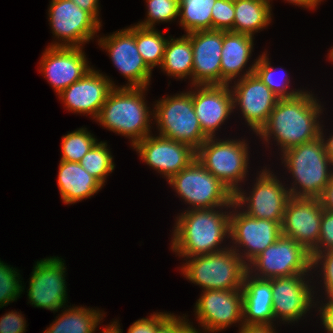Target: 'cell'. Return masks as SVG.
Instances as JSON below:
<instances>
[{"label": "cell", "mask_w": 333, "mask_h": 333, "mask_svg": "<svg viewBox=\"0 0 333 333\" xmlns=\"http://www.w3.org/2000/svg\"><path fill=\"white\" fill-rule=\"evenodd\" d=\"M133 148L148 166L168 181L196 158V150L190 145L150 134Z\"/></svg>", "instance_id": "cell-17"}, {"label": "cell", "mask_w": 333, "mask_h": 333, "mask_svg": "<svg viewBox=\"0 0 333 333\" xmlns=\"http://www.w3.org/2000/svg\"><path fill=\"white\" fill-rule=\"evenodd\" d=\"M48 9L49 26L55 40H58L50 47H83L94 39L102 26L71 0H51Z\"/></svg>", "instance_id": "cell-12"}, {"label": "cell", "mask_w": 333, "mask_h": 333, "mask_svg": "<svg viewBox=\"0 0 333 333\" xmlns=\"http://www.w3.org/2000/svg\"><path fill=\"white\" fill-rule=\"evenodd\" d=\"M253 40L254 37L246 34L223 31L221 85L233 84L232 81L236 80V77L241 79L254 73L256 60L248 69H243L246 68L247 62L252 56Z\"/></svg>", "instance_id": "cell-24"}, {"label": "cell", "mask_w": 333, "mask_h": 333, "mask_svg": "<svg viewBox=\"0 0 333 333\" xmlns=\"http://www.w3.org/2000/svg\"><path fill=\"white\" fill-rule=\"evenodd\" d=\"M21 312L11 311L0 318V333H24L26 321Z\"/></svg>", "instance_id": "cell-41"}, {"label": "cell", "mask_w": 333, "mask_h": 333, "mask_svg": "<svg viewBox=\"0 0 333 333\" xmlns=\"http://www.w3.org/2000/svg\"><path fill=\"white\" fill-rule=\"evenodd\" d=\"M281 69L271 67V62L267 56V52H263L262 55H259L258 59H256V65L254 69V73L260 78V80L266 84L269 89L279 98H292L300 93L304 92L303 90L288 89L290 86V77L288 78V73H284L283 68ZM281 72L279 73V71ZM281 74V76H280ZM287 74V76H286ZM279 77V78H278ZM283 79H282V78ZM286 77V78H285ZM290 90V91H289Z\"/></svg>", "instance_id": "cell-32"}, {"label": "cell", "mask_w": 333, "mask_h": 333, "mask_svg": "<svg viewBox=\"0 0 333 333\" xmlns=\"http://www.w3.org/2000/svg\"><path fill=\"white\" fill-rule=\"evenodd\" d=\"M57 183L61 199L68 205L90 198L103 187L79 162L62 160L59 163Z\"/></svg>", "instance_id": "cell-26"}, {"label": "cell", "mask_w": 333, "mask_h": 333, "mask_svg": "<svg viewBox=\"0 0 333 333\" xmlns=\"http://www.w3.org/2000/svg\"><path fill=\"white\" fill-rule=\"evenodd\" d=\"M318 5H319V3L321 4V1H323V0H314Z\"/></svg>", "instance_id": "cell-52"}, {"label": "cell", "mask_w": 333, "mask_h": 333, "mask_svg": "<svg viewBox=\"0 0 333 333\" xmlns=\"http://www.w3.org/2000/svg\"><path fill=\"white\" fill-rule=\"evenodd\" d=\"M193 87V106L200 127L208 138L217 137L216 131L235 111L230 85H194Z\"/></svg>", "instance_id": "cell-22"}, {"label": "cell", "mask_w": 333, "mask_h": 333, "mask_svg": "<svg viewBox=\"0 0 333 333\" xmlns=\"http://www.w3.org/2000/svg\"><path fill=\"white\" fill-rule=\"evenodd\" d=\"M67 307L43 333H95L105 315V312L92 307Z\"/></svg>", "instance_id": "cell-28"}, {"label": "cell", "mask_w": 333, "mask_h": 333, "mask_svg": "<svg viewBox=\"0 0 333 333\" xmlns=\"http://www.w3.org/2000/svg\"><path fill=\"white\" fill-rule=\"evenodd\" d=\"M168 41L165 36L155 28H145L135 24V43L146 65L153 70L161 66Z\"/></svg>", "instance_id": "cell-31"}, {"label": "cell", "mask_w": 333, "mask_h": 333, "mask_svg": "<svg viewBox=\"0 0 333 333\" xmlns=\"http://www.w3.org/2000/svg\"><path fill=\"white\" fill-rule=\"evenodd\" d=\"M83 47H50L39 62L40 72L59 95L80 80L91 68Z\"/></svg>", "instance_id": "cell-20"}, {"label": "cell", "mask_w": 333, "mask_h": 333, "mask_svg": "<svg viewBox=\"0 0 333 333\" xmlns=\"http://www.w3.org/2000/svg\"><path fill=\"white\" fill-rule=\"evenodd\" d=\"M322 215L319 198L291 196L285 207L282 235L292 238L311 253L319 241Z\"/></svg>", "instance_id": "cell-19"}, {"label": "cell", "mask_w": 333, "mask_h": 333, "mask_svg": "<svg viewBox=\"0 0 333 333\" xmlns=\"http://www.w3.org/2000/svg\"><path fill=\"white\" fill-rule=\"evenodd\" d=\"M180 333H201V332L198 331V329H196L189 321V324Z\"/></svg>", "instance_id": "cell-50"}, {"label": "cell", "mask_w": 333, "mask_h": 333, "mask_svg": "<svg viewBox=\"0 0 333 333\" xmlns=\"http://www.w3.org/2000/svg\"><path fill=\"white\" fill-rule=\"evenodd\" d=\"M243 324L273 325V294L271 279L245 275L242 285Z\"/></svg>", "instance_id": "cell-25"}, {"label": "cell", "mask_w": 333, "mask_h": 333, "mask_svg": "<svg viewBox=\"0 0 333 333\" xmlns=\"http://www.w3.org/2000/svg\"><path fill=\"white\" fill-rule=\"evenodd\" d=\"M193 49L192 86L221 85L222 30H199L186 34Z\"/></svg>", "instance_id": "cell-23"}, {"label": "cell", "mask_w": 333, "mask_h": 333, "mask_svg": "<svg viewBox=\"0 0 333 333\" xmlns=\"http://www.w3.org/2000/svg\"><path fill=\"white\" fill-rule=\"evenodd\" d=\"M274 325H247L243 324L239 328V333H277Z\"/></svg>", "instance_id": "cell-46"}, {"label": "cell", "mask_w": 333, "mask_h": 333, "mask_svg": "<svg viewBox=\"0 0 333 333\" xmlns=\"http://www.w3.org/2000/svg\"><path fill=\"white\" fill-rule=\"evenodd\" d=\"M167 182L178 197L190 205L188 210L232 207L234 203L230 189L207 171L197 158Z\"/></svg>", "instance_id": "cell-8"}, {"label": "cell", "mask_w": 333, "mask_h": 333, "mask_svg": "<svg viewBox=\"0 0 333 333\" xmlns=\"http://www.w3.org/2000/svg\"><path fill=\"white\" fill-rule=\"evenodd\" d=\"M98 45L109 53L113 65L127 81L121 87H148L152 70L146 65L135 43V24L98 39Z\"/></svg>", "instance_id": "cell-15"}, {"label": "cell", "mask_w": 333, "mask_h": 333, "mask_svg": "<svg viewBox=\"0 0 333 333\" xmlns=\"http://www.w3.org/2000/svg\"><path fill=\"white\" fill-rule=\"evenodd\" d=\"M312 270H314L313 273L316 270L320 272L319 277H322L320 282L323 281L321 284H324L325 298H333V249L317 254L312 259Z\"/></svg>", "instance_id": "cell-37"}, {"label": "cell", "mask_w": 333, "mask_h": 333, "mask_svg": "<svg viewBox=\"0 0 333 333\" xmlns=\"http://www.w3.org/2000/svg\"><path fill=\"white\" fill-rule=\"evenodd\" d=\"M230 213L231 207H219L185 210L177 215L172 230V252L190 258L228 248L229 245H221L230 238Z\"/></svg>", "instance_id": "cell-2"}, {"label": "cell", "mask_w": 333, "mask_h": 333, "mask_svg": "<svg viewBox=\"0 0 333 333\" xmlns=\"http://www.w3.org/2000/svg\"><path fill=\"white\" fill-rule=\"evenodd\" d=\"M160 68L175 79L189 77L192 86L193 49L186 35L176 39L169 36Z\"/></svg>", "instance_id": "cell-29"}, {"label": "cell", "mask_w": 333, "mask_h": 333, "mask_svg": "<svg viewBox=\"0 0 333 333\" xmlns=\"http://www.w3.org/2000/svg\"><path fill=\"white\" fill-rule=\"evenodd\" d=\"M332 49H330L329 54H328V60H330L331 62H333V46L331 47Z\"/></svg>", "instance_id": "cell-51"}, {"label": "cell", "mask_w": 333, "mask_h": 333, "mask_svg": "<svg viewBox=\"0 0 333 333\" xmlns=\"http://www.w3.org/2000/svg\"><path fill=\"white\" fill-rule=\"evenodd\" d=\"M191 91L167 96L153 105V119L160 136L190 145L197 150L208 138L194 110Z\"/></svg>", "instance_id": "cell-7"}, {"label": "cell", "mask_w": 333, "mask_h": 333, "mask_svg": "<svg viewBox=\"0 0 333 333\" xmlns=\"http://www.w3.org/2000/svg\"><path fill=\"white\" fill-rule=\"evenodd\" d=\"M81 9L89 12L100 24L99 16V0H71Z\"/></svg>", "instance_id": "cell-45"}, {"label": "cell", "mask_w": 333, "mask_h": 333, "mask_svg": "<svg viewBox=\"0 0 333 333\" xmlns=\"http://www.w3.org/2000/svg\"><path fill=\"white\" fill-rule=\"evenodd\" d=\"M323 210L333 212V175L319 197Z\"/></svg>", "instance_id": "cell-44"}, {"label": "cell", "mask_w": 333, "mask_h": 333, "mask_svg": "<svg viewBox=\"0 0 333 333\" xmlns=\"http://www.w3.org/2000/svg\"><path fill=\"white\" fill-rule=\"evenodd\" d=\"M327 299L326 303H324L322 300L318 301L319 299L316 300V307H317V312H319V317L322 321V325L324 329L328 333H333V298H325ZM321 305H319V304ZM318 304V305H317ZM320 306V307H319Z\"/></svg>", "instance_id": "cell-42"}, {"label": "cell", "mask_w": 333, "mask_h": 333, "mask_svg": "<svg viewBox=\"0 0 333 333\" xmlns=\"http://www.w3.org/2000/svg\"><path fill=\"white\" fill-rule=\"evenodd\" d=\"M97 138L87 128H79L63 135L61 142L62 161L80 162L83 156L94 146Z\"/></svg>", "instance_id": "cell-34"}, {"label": "cell", "mask_w": 333, "mask_h": 333, "mask_svg": "<svg viewBox=\"0 0 333 333\" xmlns=\"http://www.w3.org/2000/svg\"><path fill=\"white\" fill-rule=\"evenodd\" d=\"M261 170L252 191L247 194L240 188L234 194V203L250 217L277 221L282 225L285 207L291 197L288 187L285 188L286 185L269 168Z\"/></svg>", "instance_id": "cell-10"}, {"label": "cell", "mask_w": 333, "mask_h": 333, "mask_svg": "<svg viewBox=\"0 0 333 333\" xmlns=\"http://www.w3.org/2000/svg\"><path fill=\"white\" fill-rule=\"evenodd\" d=\"M284 167L292 174L288 190L297 198H319L333 175V166L322 139L300 144L280 154ZM331 168V169H330Z\"/></svg>", "instance_id": "cell-4"}, {"label": "cell", "mask_w": 333, "mask_h": 333, "mask_svg": "<svg viewBox=\"0 0 333 333\" xmlns=\"http://www.w3.org/2000/svg\"><path fill=\"white\" fill-rule=\"evenodd\" d=\"M236 80L235 85H230L233 109L239 106L247 125L257 134L267 123L279 98L255 73Z\"/></svg>", "instance_id": "cell-18"}, {"label": "cell", "mask_w": 333, "mask_h": 333, "mask_svg": "<svg viewBox=\"0 0 333 333\" xmlns=\"http://www.w3.org/2000/svg\"><path fill=\"white\" fill-rule=\"evenodd\" d=\"M185 260L181 273L187 280L202 287V291L240 290L248 272L247 264L231 247Z\"/></svg>", "instance_id": "cell-5"}, {"label": "cell", "mask_w": 333, "mask_h": 333, "mask_svg": "<svg viewBox=\"0 0 333 333\" xmlns=\"http://www.w3.org/2000/svg\"><path fill=\"white\" fill-rule=\"evenodd\" d=\"M287 2L289 3H292V4H295L297 6H302L303 8H306V9H315L318 4L314 1V0H286Z\"/></svg>", "instance_id": "cell-48"}, {"label": "cell", "mask_w": 333, "mask_h": 333, "mask_svg": "<svg viewBox=\"0 0 333 333\" xmlns=\"http://www.w3.org/2000/svg\"><path fill=\"white\" fill-rule=\"evenodd\" d=\"M310 274H298L271 278L274 321L298 322L312 308L316 307ZM308 279V280H307ZM310 282V283H309Z\"/></svg>", "instance_id": "cell-14"}, {"label": "cell", "mask_w": 333, "mask_h": 333, "mask_svg": "<svg viewBox=\"0 0 333 333\" xmlns=\"http://www.w3.org/2000/svg\"><path fill=\"white\" fill-rule=\"evenodd\" d=\"M248 150L246 139L220 140L211 137L196 150V158L207 171L235 194L245 178L247 180L250 159Z\"/></svg>", "instance_id": "cell-6"}, {"label": "cell", "mask_w": 333, "mask_h": 333, "mask_svg": "<svg viewBox=\"0 0 333 333\" xmlns=\"http://www.w3.org/2000/svg\"><path fill=\"white\" fill-rule=\"evenodd\" d=\"M146 20L137 23L145 28H155L156 23L171 22L179 17V0H146Z\"/></svg>", "instance_id": "cell-35"}, {"label": "cell", "mask_w": 333, "mask_h": 333, "mask_svg": "<svg viewBox=\"0 0 333 333\" xmlns=\"http://www.w3.org/2000/svg\"><path fill=\"white\" fill-rule=\"evenodd\" d=\"M106 142H96L80 160L81 166L102 185L115 169L114 159Z\"/></svg>", "instance_id": "cell-33"}, {"label": "cell", "mask_w": 333, "mask_h": 333, "mask_svg": "<svg viewBox=\"0 0 333 333\" xmlns=\"http://www.w3.org/2000/svg\"><path fill=\"white\" fill-rule=\"evenodd\" d=\"M324 126L321 124L320 127V138L322 139V142L324 144V149L327 153V156L329 157L330 161L333 164V135H329L328 138H325L326 136L324 135L323 128Z\"/></svg>", "instance_id": "cell-47"}, {"label": "cell", "mask_w": 333, "mask_h": 333, "mask_svg": "<svg viewBox=\"0 0 333 333\" xmlns=\"http://www.w3.org/2000/svg\"><path fill=\"white\" fill-rule=\"evenodd\" d=\"M195 318L211 333L239 323L243 325L242 290H204L195 303Z\"/></svg>", "instance_id": "cell-16"}, {"label": "cell", "mask_w": 333, "mask_h": 333, "mask_svg": "<svg viewBox=\"0 0 333 333\" xmlns=\"http://www.w3.org/2000/svg\"><path fill=\"white\" fill-rule=\"evenodd\" d=\"M171 315L166 312H154L149 317L133 322L127 333H156L157 328Z\"/></svg>", "instance_id": "cell-40"}, {"label": "cell", "mask_w": 333, "mask_h": 333, "mask_svg": "<svg viewBox=\"0 0 333 333\" xmlns=\"http://www.w3.org/2000/svg\"><path fill=\"white\" fill-rule=\"evenodd\" d=\"M247 267L250 275L261 279L309 273L314 279L310 252L292 238L283 235Z\"/></svg>", "instance_id": "cell-9"}, {"label": "cell", "mask_w": 333, "mask_h": 333, "mask_svg": "<svg viewBox=\"0 0 333 333\" xmlns=\"http://www.w3.org/2000/svg\"><path fill=\"white\" fill-rule=\"evenodd\" d=\"M62 259L52 256L35 263L27 290L28 300L33 307L57 312L68 306L66 266Z\"/></svg>", "instance_id": "cell-13"}, {"label": "cell", "mask_w": 333, "mask_h": 333, "mask_svg": "<svg viewBox=\"0 0 333 333\" xmlns=\"http://www.w3.org/2000/svg\"><path fill=\"white\" fill-rule=\"evenodd\" d=\"M333 249V212L323 210L320 237L317 247L310 253L313 259L317 254Z\"/></svg>", "instance_id": "cell-39"}, {"label": "cell", "mask_w": 333, "mask_h": 333, "mask_svg": "<svg viewBox=\"0 0 333 333\" xmlns=\"http://www.w3.org/2000/svg\"><path fill=\"white\" fill-rule=\"evenodd\" d=\"M234 0H216L212 9V30L234 32Z\"/></svg>", "instance_id": "cell-38"}, {"label": "cell", "mask_w": 333, "mask_h": 333, "mask_svg": "<svg viewBox=\"0 0 333 333\" xmlns=\"http://www.w3.org/2000/svg\"><path fill=\"white\" fill-rule=\"evenodd\" d=\"M114 84L109 76L93 67L78 81L64 89L58 96L65 108L73 113L91 115L96 119Z\"/></svg>", "instance_id": "cell-21"}, {"label": "cell", "mask_w": 333, "mask_h": 333, "mask_svg": "<svg viewBox=\"0 0 333 333\" xmlns=\"http://www.w3.org/2000/svg\"><path fill=\"white\" fill-rule=\"evenodd\" d=\"M319 102L308 90L292 98L278 99L267 123L256 135L268 144L271 138L274 139L281 154L317 139L320 137L319 120L323 113Z\"/></svg>", "instance_id": "cell-1"}, {"label": "cell", "mask_w": 333, "mask_h": 333, "mask_svg": "<svg viewBox=\"0 0 333 333\" xmlns=\"http://www.w3.org/2000/svg\"><path fill=\"white\" fill-rule=\"evenodd\" d=\"M185 316H176L173 313L157 328L156 333H180L188 324Z\"/></svg>", "instance_id": "cell-43"}, {"label": "cell", "mask_w": 333, "mask_h": 333, "mask_svg": "<svg viewBox=\"0 0 333 333\" xmlns=\"http://www.w3.org/2000/svg\"><path fill=\"white\" fill-rule=\"evenodd\" d=\"M231 210L230 247L248 265L280 238L282 227L277 221L250 217L235 203Z\"/></svg>", "instance_id": "cell-11"}, {"label": "cell", "mask_w": 333, "mask_h": 333, "mask_svg": "<svg viewBox=\"0 0 333 333\" xmlns=\"http://www.w3.org/2000/svg\"><path fill=\"white\" fill-rule=\"evenodd\" d=\"M16 268L7 265L0 259V308L17 300L25 287Z\"/></svg>", "instance_id": "cell-36"}, {"label": "cell", "mask_w": 333, "mask_h": 333, "mask_svg": "<svg viewBox=\"0 0 333 333\" xmlns=\"http://www.w3.org/2000/svg\"><path fill=\"white\" fill-rule=\"evenodd\" d=\"M148 87H114L95 119L103 128L129 137L131 146L150 135L153 112L145 101Z\"/></svg>", "instance_id": "cell-3"}, {"label": "cell", "mask_w": 333, "mask_h": 333, "mask_svg": "<svg viewBox=\"0 0 333 333\" xmlns=\"http://www.w3.org/2000/svg\"><path fill=\"white\" fill-rule=\"evenodd\" d=\"M270 0H234V32L254 37L272 21Z\"/></svg>", "instance_id": "cell-27"}, {"label": "cell", "mask_w": 333, "mask_h": 333, "mask_svg": "<svg viewBox=\"0 0 333 333\" xmlns=\"http://www.w3.org/2000/svg\"><path fill=\"white\" fill-rule=\"evenodd\" d=\"M216 0H179V25L186 34L212 30V9Z\"/></svg>", "instance_id": "cell-30"}, {"label": "cell", "mask_w": 333, "mask_h": 333, "mask_svg": "<svg viewBox=\"0 0 333 333\" xmlns=\"http://www.w3.org/2000/svg\"><path fill=\"white\" fill-rule=\"evenodd\" d=\"M101 333H122V329L120 328L119 321H112L108 326L103 327Z\"/></svg>", "instance_id": "cell-49"}]
</instances>
